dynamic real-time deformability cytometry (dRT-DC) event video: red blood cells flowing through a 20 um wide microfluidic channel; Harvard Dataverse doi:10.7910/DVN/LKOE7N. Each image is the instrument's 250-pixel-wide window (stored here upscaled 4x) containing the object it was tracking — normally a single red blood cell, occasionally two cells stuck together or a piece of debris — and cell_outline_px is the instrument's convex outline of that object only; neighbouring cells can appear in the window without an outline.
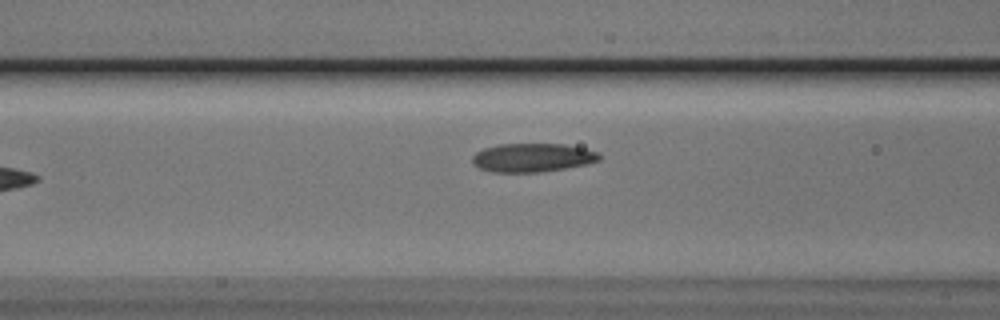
{"species": "Egyptian fruit bat (a non-hibernating species)", "species_latin": "Rousettus aegyptiacus", "temperature_condition": "cold", "stored_images_in_passage": 7, "camera_frame_rate_fps": 3000, "um_per_image_px": 0.085, "animal": {"sex": "male"}, "frame": {"image": 1, "passage_image": 5, "time_ms": 1.333, "image_size_px": [1000, 320], "cell_outline_px": [[600, 160], [588, 164], [540, 172], [492, 172], [480, 168], [472, 160], [472, 156], [476, 152], [484, 148], [500, 144], [564, 144], [584, 148], [600, 152]], "centroid_in_image_um": [45.29, 13.39], "position_along_channel_um": 121.3, "area_um2": 21.15}}